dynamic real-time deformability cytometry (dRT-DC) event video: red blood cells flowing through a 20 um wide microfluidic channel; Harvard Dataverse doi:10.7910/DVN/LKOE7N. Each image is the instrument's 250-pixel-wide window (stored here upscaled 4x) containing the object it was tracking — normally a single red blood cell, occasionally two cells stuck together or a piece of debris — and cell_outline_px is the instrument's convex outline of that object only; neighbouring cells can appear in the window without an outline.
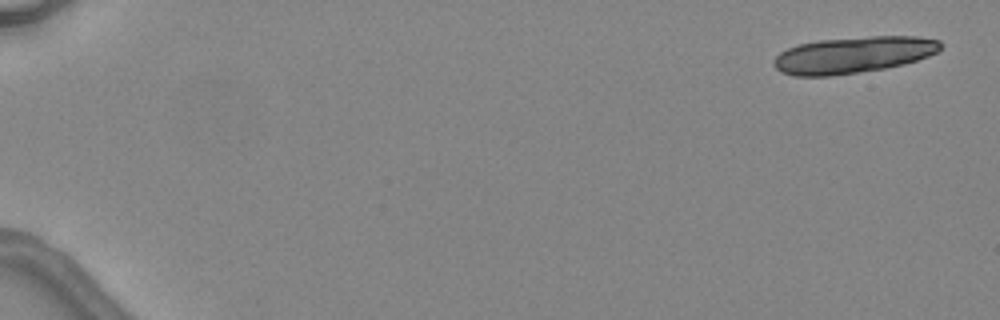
{"species": "common noctule bat (a hibernating species)", "species_latin": "Nyctalus noctula", "temperature_condition": "warm", "stored_images_in_passage": 5, "camera_frame_rate_fps": 3000, "um_per_image_px": 0.085, "animal": {"sex": "female", "body_mass_g": 24.6, "forearm_length_mm": 56.2}, "frame": {"image": 1, "passage_image": 1, "time_ms": 0.0, "image_size_px": [1000, 320], "cell_outline_px": [[940, 48], [936, 52], [928, 56], [904, 64], [884, 68], [828, 76], [796, 76], [780, 72], [772, 64], [772, 60], [780, 52], [788, 48], [800, 44], [820, 40], [872, 36], [916, 36], [940, 40]], "centroid_in_image_um": [72.49, 4.66], "position_along_channel_um": 12.5, "area_um2": 35.2}}